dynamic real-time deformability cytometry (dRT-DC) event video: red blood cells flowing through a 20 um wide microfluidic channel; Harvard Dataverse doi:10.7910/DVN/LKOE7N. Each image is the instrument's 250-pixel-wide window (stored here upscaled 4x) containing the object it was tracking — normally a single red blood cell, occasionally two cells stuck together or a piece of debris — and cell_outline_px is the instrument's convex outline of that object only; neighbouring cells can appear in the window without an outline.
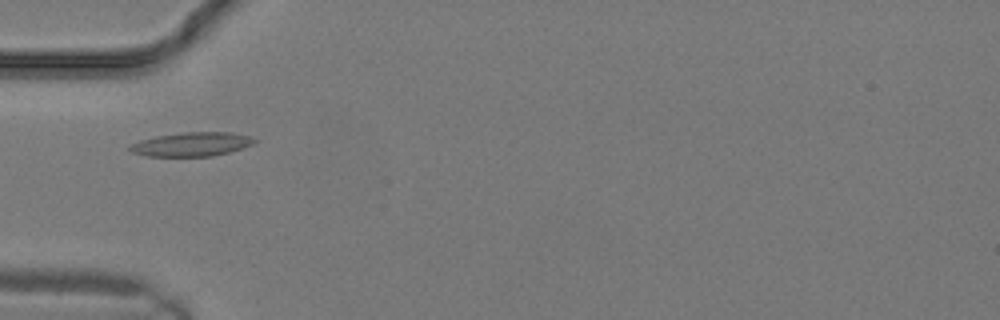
{"species": "common noctule bat (a hibernating species)", "species_latin": "Nyctalus noctula", "temperature_condition": "warm", "stored_images_in_passage": 14, "camera_frame_rate_fps": 3000, "um_per_image_px": 0.085, "animal": {"sex": "male", "body_mass_g": 19.2, "forearm_length_mm": 51.8}, "frame": {"image": 1, "passage_image": 8, "time_ms": 2.333, "image_size_px": [1000, 320], "cell_outline_px": [[260, 140], [252, 144], [228, 152], [212, 156], [148, 156], [132, 152], [128, 148], [128, 144], [140, 140], [156, 136], [184, 132], [232, 132], [248, 136]], "centroid_in_image_um": [16.27, 12.25], "position_along_channel_um": 68.7, "area_um2": 17.34}}
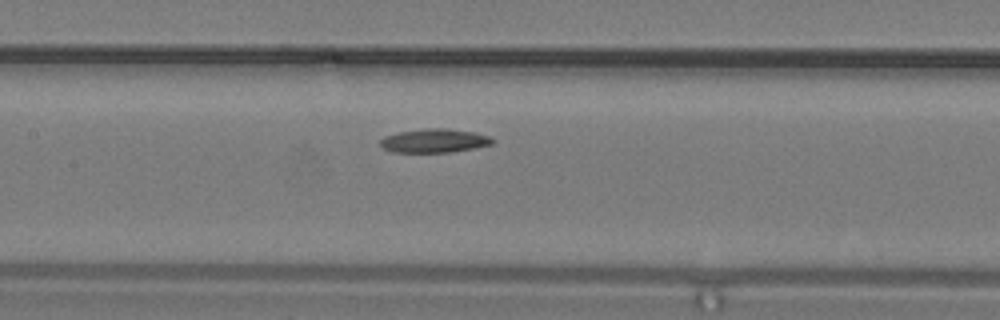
{"frame": {"image": 2, "passage_image": 12, "time_ms": 3.667, "image_size_px": [1000, 320], "cell_outline_px": [[496, 140], [492, 144], [472, 148], [448, 152], [392, 152], [384, 148], [380, 144], [380, 140], [384, 136], [400, 132], [424, 128], [448, 128], [472, 132], [488, 136]], "centroid_in_image_um": [36.9, 11.95], "position_along_channel_um": 170.5, "area_um2": 15.37}}
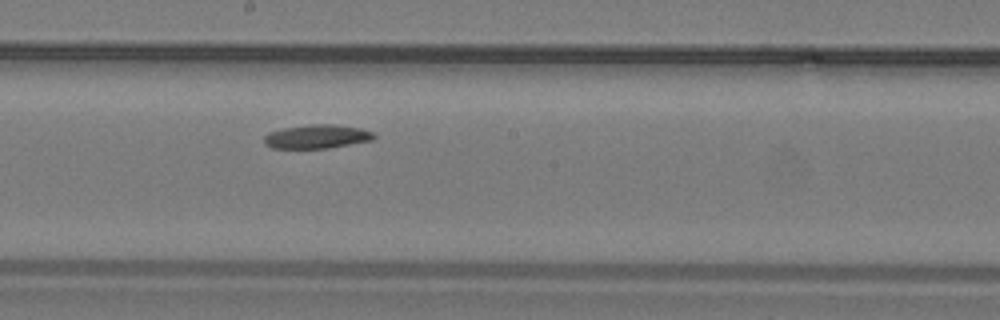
{"frame": {"image": 3, "passage_image": 14, "time_ms": 4.333, "image_size_px": [1000, 320], "cell_outline_px": [[376, 136], [372, 140], [328, 148], [272, 148], [264, 144], [264, 136], [268, 132], [284, 128], [308, 124], [336, 124], [360, 128], [372, 132]], "centroid_in_image_um": [26.91, 11.6], "position_along_channel_um": 221.3, "area_um2": 15.26}}